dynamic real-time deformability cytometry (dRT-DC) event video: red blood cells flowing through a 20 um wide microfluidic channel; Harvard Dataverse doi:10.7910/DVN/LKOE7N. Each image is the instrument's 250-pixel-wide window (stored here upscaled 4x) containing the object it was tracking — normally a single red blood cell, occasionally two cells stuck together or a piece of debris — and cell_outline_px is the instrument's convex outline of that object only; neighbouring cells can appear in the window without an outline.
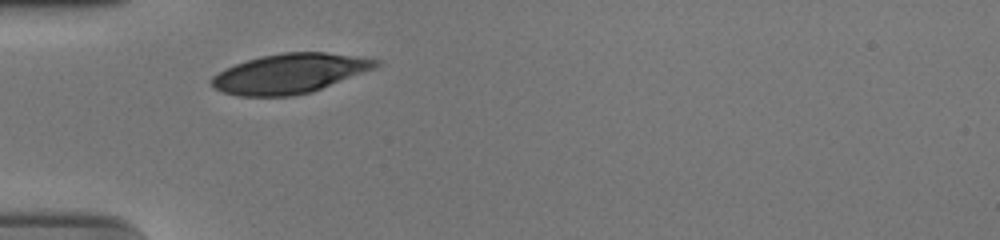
{"species": "human", "species_latin": "Homo sapiens", "temperature_condition": "cold", "stored_images_in_passage": 28, "camera_frame_rate_fps": 3000, "um_per_image_px": 0.085, "donor": {"sex": "male"}, "frame": {"image": 1, "passage_image": 1, "time_ms": 0.0, "image_size_px": [1000, 240], "cell_outline_px": [[380, 64], [376, 68], [312, 92], [292, 96], [240, 96], [224, 92], [216, 88], [208, 80], [212, 76], [224, 68], [260, 56], [284, 52], [324, 52], [360, 56], [380, 60]], "centroid_in_image_um": [24.65, 6.24], "position_along_channel_um": 60.4, "area_um2": 38.03}}
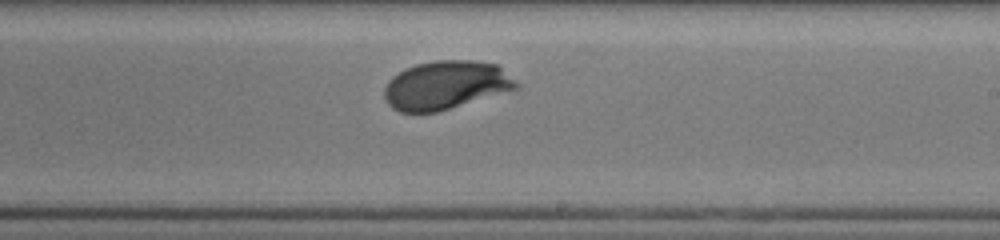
{"frame": {"image": 2, "passage_image": 17, "time_ms": 5.333, "image_size_px": [1000, 240], "cell_outline_px": [[520, 88], [436, 112], [400, 112], [392, 108], [388, 104], [384, 96], [384, 88], [388, 80], [392, 76], [416, 64], [436, 60], [472, 60], [496, 64], [520, 84]], "centroid_in_image_um": [37.89, 7.24], "position_along_channel_um": 251.1, "area_um2": 37.17}}
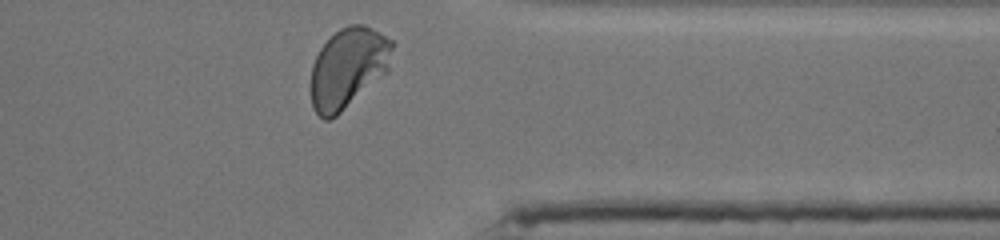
{"frame": {"image": 3, "passage_image": 28, "time_ms": 9.0, "image_size_px": [1000, 240], "cell_outline_px": [[396, 44], [388, 72], [336, 116], [328, 120], [324, 120], [312, 108], [312, 64], [320, 48], [340, 28], [348, 24], [364, 24], [372, 28], [392, 40]], "centroid_in_image_um": [29.63, 5.75], "position_along_channel_um": 381.8, "area_um2": 38.21}, "authors_computed_cell_mechanics": {"area_um2": 38.0324, "velocity_mm_per_s": 3.6982, "shape_relaxation_time_tau1_ms": 2.7218, "shape_relaxation_time_tau2_ms": null, "deformation_change_tau1": 0.1481, "deformation_change_tau2": null}}